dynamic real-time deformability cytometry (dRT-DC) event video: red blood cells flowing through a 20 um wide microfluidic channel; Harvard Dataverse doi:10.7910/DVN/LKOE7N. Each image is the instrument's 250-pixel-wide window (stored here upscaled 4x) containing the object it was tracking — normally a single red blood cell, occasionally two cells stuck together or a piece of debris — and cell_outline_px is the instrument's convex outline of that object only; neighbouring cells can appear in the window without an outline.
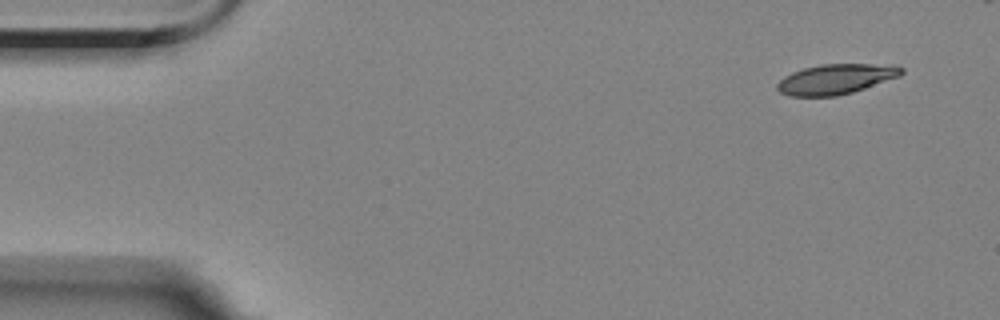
{"species": "Egyptian fruit bat (a non-hibernating species)", "species_latin": "Rousettus aegyptiacus", "temperature_condition": "room temperature", "stored_images_in_passage": 5, "segment_of_instrument_passage": [2, 2], "camera_frame_rate_fps": 3000, "um_per_image_px": 0.085, "animal": {"sex": "female"}, "frame": {"image": 1, "passage_image": 5, "time_ms": 4.667, "image_size_px": [1000, 320], "cell_outline_px": [[904, 72], [900, 76], [852, 92], [836, 96], [788, 96], [780, 92], [776, 88], [776, 84], [784, 76], [792, 72], [804, 68], [820, 64], [892, 64], [904, 68]], "centroid_in_image_um": [71.05, 6.71], "position_along_channel_um": 14.0, "area_um2": 21.85}}